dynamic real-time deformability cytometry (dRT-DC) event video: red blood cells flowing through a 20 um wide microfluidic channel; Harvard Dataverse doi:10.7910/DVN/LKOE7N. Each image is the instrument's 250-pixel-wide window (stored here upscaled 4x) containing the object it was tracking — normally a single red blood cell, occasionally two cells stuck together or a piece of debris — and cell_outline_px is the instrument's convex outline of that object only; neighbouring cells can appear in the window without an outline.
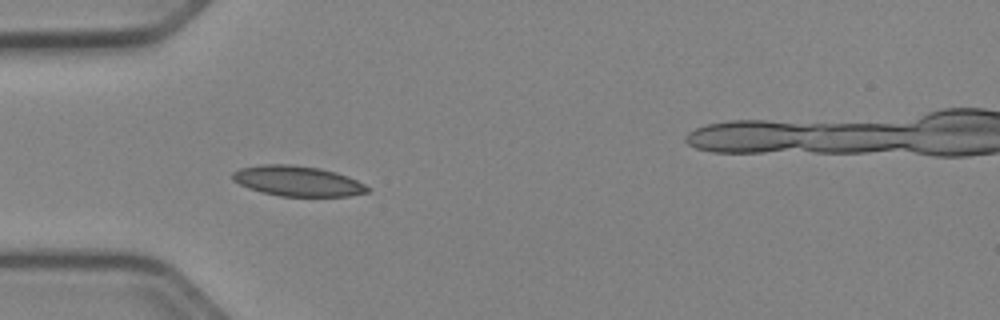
{"species": "Egyptian fruit bat (a non-hibernating species)", "species_latin": "Rousettus aegyptiacus", "temperature_condition": "cold", "stored_images_in_passage": 38, "camera_frame_rate_fps": 3000, "um_per_image_px": 0.085, "animal": {"sex": "female"}, "frame": {"image": 1, "passage_image": 1, "time_ms": 0.0, "image_size_px": [1000, 320], "cell_outline_px": [[368, 192], [348, 196], [280, 196], [260, 192], [248, 188], [232, 180], [232, 172], [240, 168], [260, 164], [292, 164], [320, 168], [336, 172], [348, 176], [364, 184], [368, 188]], "centroid_in_image_um": [25.25, 15.38], "position_along_channel_um": 59.7, "area_um2": 23.87}}
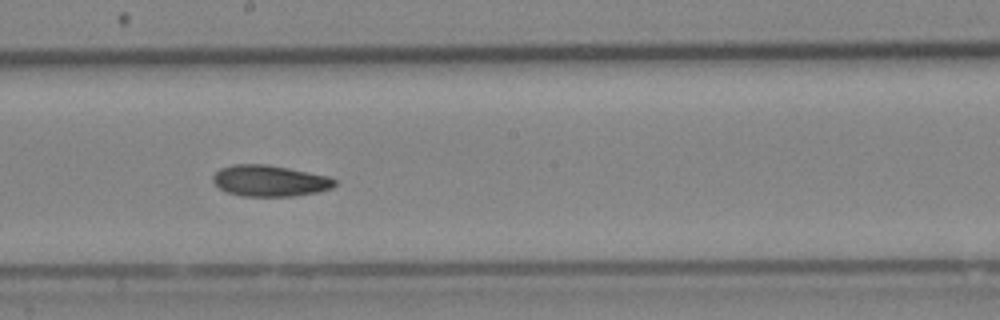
{"frame": {"image": 2, "passage_image": 14, "time_ms": 4.333, "image_size_px": [1000, 320], "cell_outline_px": [[336, 184], [332, 188], [316, 192], [292, 196], [244, 196], [228, 192], [220, 188], [212, 180], [212, 176], [220, 168], [232, 164], [268, 164], [328, 176], [336, 180]], "centroid_in_image_um": [22.92, 15.36], "position_along_channel_um": 225.3, "area_um2": 22.02}}
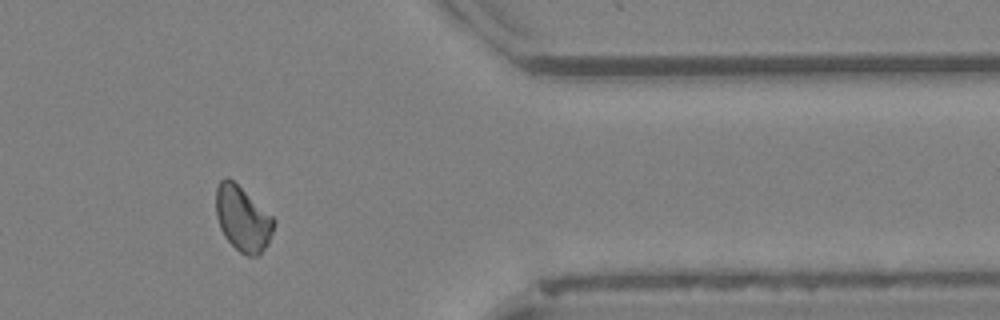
{"frame": {"image": 3, "passage_image": 28, "time_ms": 9.0, "image_size_px": [1000, 320], "cell_outline_px": [[276, 224], [268, 244], [260, 256], [248, 256], [240, 252], [224, 236], [220, 228], [216, 216], [216, 188], [220, 180], [224, 176], [228, 176], [272, 216], [276, 220]], "centroid_in_image_um": [20.63, 18.6], "position_along_channel_um": 390.8, "area_um2": 22.02}}